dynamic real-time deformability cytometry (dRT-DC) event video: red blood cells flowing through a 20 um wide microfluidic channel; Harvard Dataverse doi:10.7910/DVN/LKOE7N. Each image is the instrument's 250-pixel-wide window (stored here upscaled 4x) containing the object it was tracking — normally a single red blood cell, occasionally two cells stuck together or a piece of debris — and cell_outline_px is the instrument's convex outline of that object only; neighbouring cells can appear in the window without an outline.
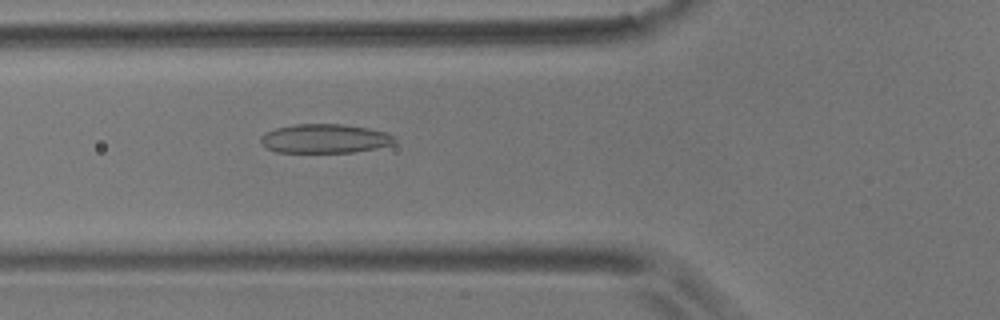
{"species": "common noctule bat (a hibernating species)", "species_latin": "Nyctalus noctula", "temperature_condition": "room temperature", "stored_images_in_passage": 56, "camera_frame_rate_fps": 3000, "um_per_image_px": 0.085, "animal": {"sex": "male", "body_mass_g": 17.9}, "frame": {"image": 1, "passage_image": 20, "time_ms": 6.333, "image_size_px": [1000, 320], "cell_outline_px": [[396, 140], [392, 144], [376, 148], [352, 152], [276, 152], [260, 144], [260, 136], [264, 132], [276, 128], [296, 124], [344, 124], [368, 128], [384, 132], [392, 136]], "centroid_in_image_um": [27.55, 11.78], "position_along_channel_um": 98.2, "area_um2": 22.6}}
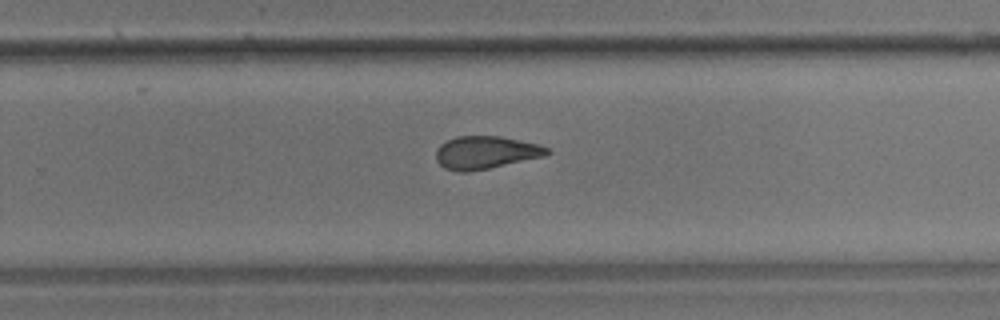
{"frame": {"image": 2, "passage_image": 36, "time_ms": 11.667, "image_size_px": [1000, 320], "cell_outline_px": [[552, 152], [544, 156], [488, 168], [468, 172], [460, 172], [444, 168], [436, 160], [436, 148], [440, 144], [456, 136], [500, 136], [540, 144], [548, 148]], "centroid_in_image_um": [41.27, 12.95], "position_along_channel_um": 288.5, "area_um2": 21.21}}
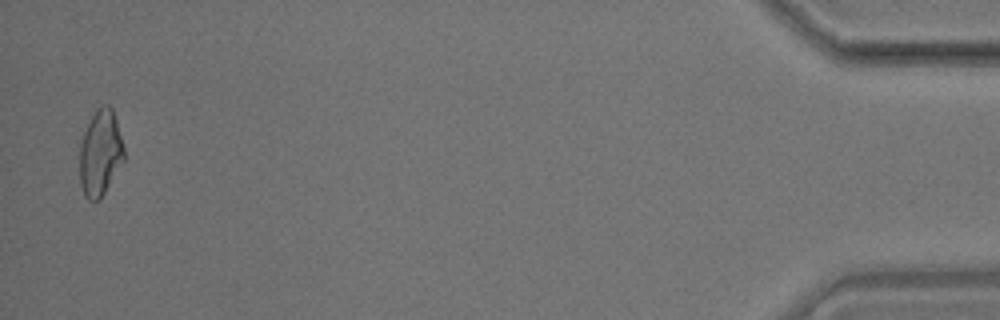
{"frame": {"image": 3, "passage_image": 55, "time_ms": 18.0, "image_size_px": [1000, 320], "cell_outline_px": [[124, 160], [100, 200], [88, 200], [84, 196], [80, 184], [80, 144], [84, 132], [96, 108], [100, 104], [108, 104], [112, 108], [116, 120], [124, 148]], "centroid_in_image_um": [8.52, 13.0], "position_along_channel_um": 426.7, "area_um2": 22.2}, "authors_computed_cell_mechanics": {"area_um2": 22.0507, "velocity_mm_per_s": 3.5664, "shape_relaxation_time_tau1_ms": null, "shape_relaxation_time_tau2_ms": 3.1509, "deformation_change_tau1": null, "deformation_change_tau2": 0.111}}